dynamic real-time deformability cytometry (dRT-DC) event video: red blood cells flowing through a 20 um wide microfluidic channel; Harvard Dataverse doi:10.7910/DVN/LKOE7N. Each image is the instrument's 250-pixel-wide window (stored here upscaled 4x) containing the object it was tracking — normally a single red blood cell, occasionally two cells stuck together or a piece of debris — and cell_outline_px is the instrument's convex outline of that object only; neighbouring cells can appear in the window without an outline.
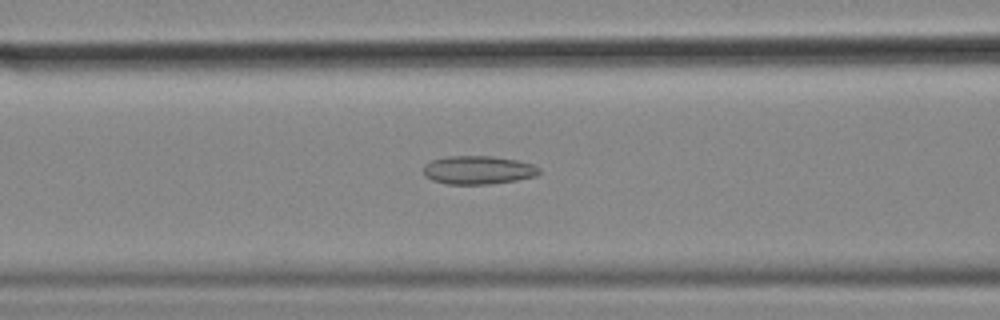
{"species": "common noctule bat (a hibernating species)", "species_latin": "Nyctalus noctula", "temperature_condition": "cold", "stored_images_in_passage": 54, "camera_frame_rate_fps": 3000, "um_per_image_px": 0.085, "animal": {"sex": "female", "body_mass_g": 18.4}, "frame": {"image": 1, "passage_image": 21, "time_ms": 6.667, "image_size_px": [1000, 320], "cell_outline_px": [[540, 172], [536, 176], [516, 180], [488, 184], [448, 184], [432, 180], [424, 172], [424, 168], [432, 160], [448, 156], [492, 156], [516, 160], [532, 164], [540, 168]], "centroid_in_image_um": [40.68, 14.45], "position_along_channel_um": 125.9, "area_um2": 18.9}}
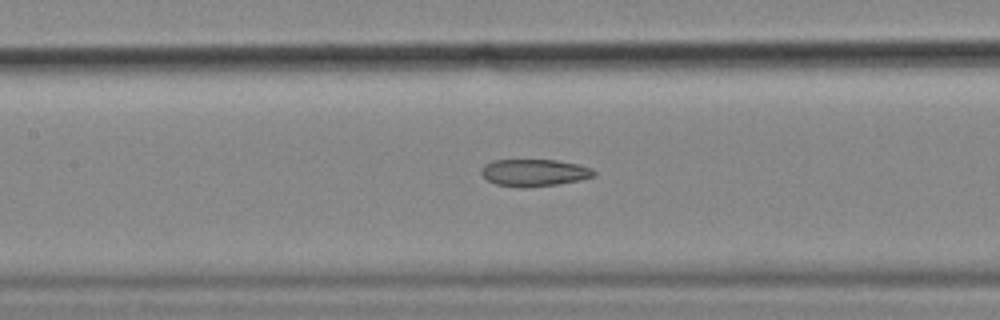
{"frame": {"image": 2, "passage_image": 24, "time_ms": 7.667, "image_size_px": [1000, 320], "cell_outline_px": [[596, 176], [580, 180], [556, 184], [524, 188], [520, 188], [496, 184], [488, 180], [480, 172], [480, 168], [484, 164], [492, 160], [556, 160], [576, 164], [592, 168], [596, 172]], "centroid_in_image_um": [45.39, 14.68], "position_along_channel_um": 162.0, "area_um2": 17.86}}
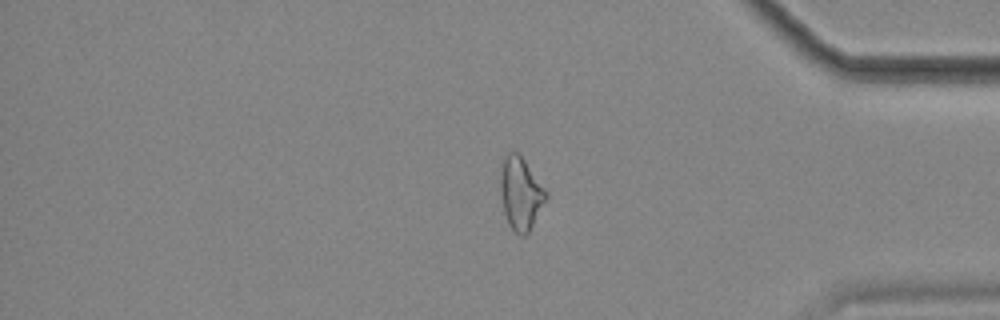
{"frame": {"image": 3, "passage_image": 45, "time_ms": 14.667, "image_size_px": [1000, 320], "cell_outline_px": [[548, 196], [528, 232], [524, 236], [520, 236], [508, 224], [504, 212], [500, 192], [500, 172], [504, 156], [508, 152], [516, 152], [524, 160], [548, 192]], "centroid_in_image_um": [44.24, 16.43], "position_along_channel_um": 391.0, "area_um2": 19.07}, "authors_computed_cell_mechanics": {"area_um2": 19.652, "velocity_mm_per_s": 3.5956, "shape_relaxation_time_tau1_ms": null, "shape_relaxation_time_tau2_ms": 3.9951, "deformation_change_tau1": null, "deformation_change_tau2": 0.1117}}